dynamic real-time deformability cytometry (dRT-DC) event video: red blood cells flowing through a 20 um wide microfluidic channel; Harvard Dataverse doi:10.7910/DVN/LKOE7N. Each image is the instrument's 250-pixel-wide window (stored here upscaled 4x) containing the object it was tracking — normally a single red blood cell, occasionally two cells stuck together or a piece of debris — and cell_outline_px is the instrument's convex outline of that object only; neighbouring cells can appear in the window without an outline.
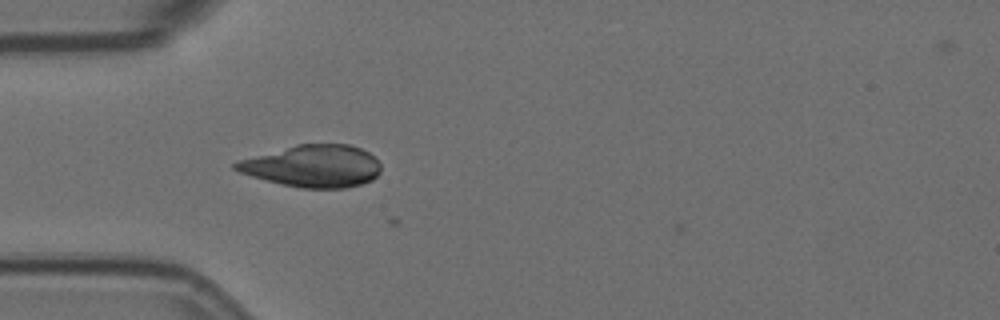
{"species": "Egyptian fruit bat (a non-hibernating species)", "species_latin": "Rousettus aegyptiacus", "temperature_condition": "room temperature", "stored_images_in_passage": 2, "camera_frame_rate_fps": 3000, "um_per_image_px": 0.085, "animal": {"sex": "female"}, "frame": {"image": 1, "passage_image": 2, "time_ms": 0.333, "image_size_px": [1000, 320], "cell_outline_px": [[380, 172], [372, 180], [348, 188], [300, 188], [280, 184], [252, 176], [240, 172], [232, 168], [232, 164], [236, 160], [296, 144], [348, 144], [360, 148], [368, 152], [380, 164]], "centroid_in_image_um": [26.56, 14.11], "position_along_channel_um": 58.4, "area_um2": 35.78}}